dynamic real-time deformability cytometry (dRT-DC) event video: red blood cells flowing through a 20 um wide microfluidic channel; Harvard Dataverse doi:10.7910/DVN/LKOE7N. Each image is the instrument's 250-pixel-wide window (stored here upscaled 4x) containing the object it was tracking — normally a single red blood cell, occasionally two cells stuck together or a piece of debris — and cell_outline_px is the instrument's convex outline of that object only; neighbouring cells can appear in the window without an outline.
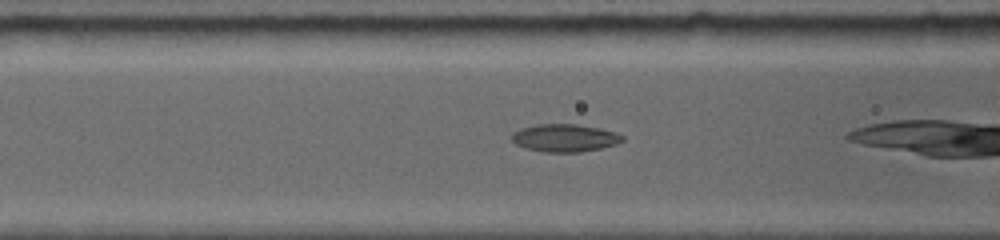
{"species": "common noctule bat (a hibernating species)", "species_latin": "Nyctalus noctula", "temperature_condition": "room temperature", "stored_images_in_passage": 23, "camera_frame_rate_fps": 5000, "um_per_image_px": 0.085, "animal": {"sex": "female", "body_mass_g": 19.0, "forearm_length_mm": 56.7}, "frame": {"image": 1, "passage_image": 4, "time_ms": 1.4, "image_size_px": [1000, 240], "cell_outline_px": [[624, 140], [616, 144], [600, 148], [580, 152], [544, 152], [524, 148], [516, 144], [512, 140], [512, 136], [516, 132], [524, 128], [540, 124], [572, 124], [596, 128], [612, 132], [624, 136]], "centroid_in_image_um": [48.0, 11.74], "position_along_channel_um": 118.6, "area_um2": 17.4}}
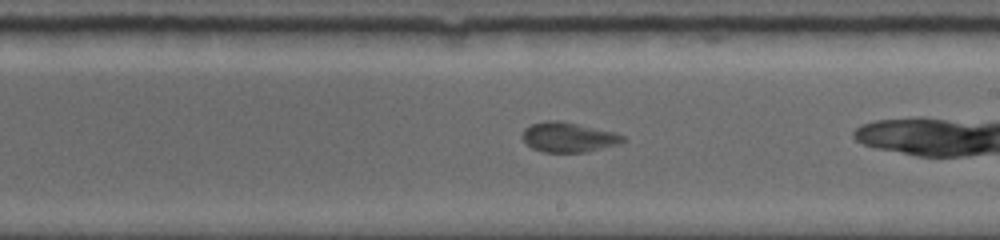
{"frame": {"image": 2, "passage_image": 12, "time_ms": 4.6, "image_size_px": [1000, 240], "cell_outline_px": [[624, 140], [616, 144], [588, 152], [544, 152], [532, 148], [520, 136], [524, 128], [532, 124], [548, 120], [556, 120], [576, 124], [612, 132], [624, 136]], "centroid_in_image_um": [48.25, 11.67], "position_along_channel_um": 240.8, "area_um2": 17.11}}
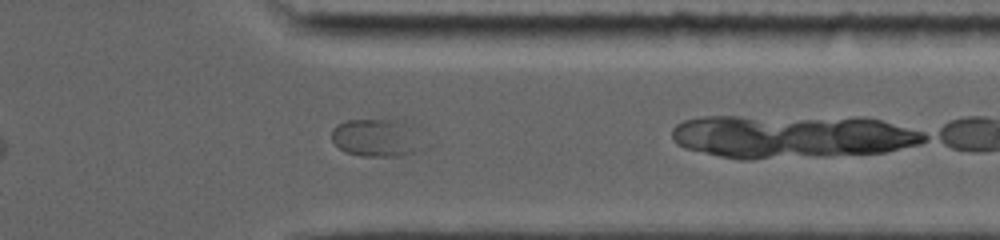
{"frame": {"image": 3, "passage_image": 18, "time_ms": 8.2, "image_size_px": [1000, 240], "cell_outline_px": [[416, 152], [400, 156], [360, 156], [344, 152], [332, 140], [332, 128], [348, 120], [404, 120], [412, 124]], "centroid_in_image_um": [31.88, 11.71], "position_along_channel_um": 379.5, "area_um2": 19.42}}